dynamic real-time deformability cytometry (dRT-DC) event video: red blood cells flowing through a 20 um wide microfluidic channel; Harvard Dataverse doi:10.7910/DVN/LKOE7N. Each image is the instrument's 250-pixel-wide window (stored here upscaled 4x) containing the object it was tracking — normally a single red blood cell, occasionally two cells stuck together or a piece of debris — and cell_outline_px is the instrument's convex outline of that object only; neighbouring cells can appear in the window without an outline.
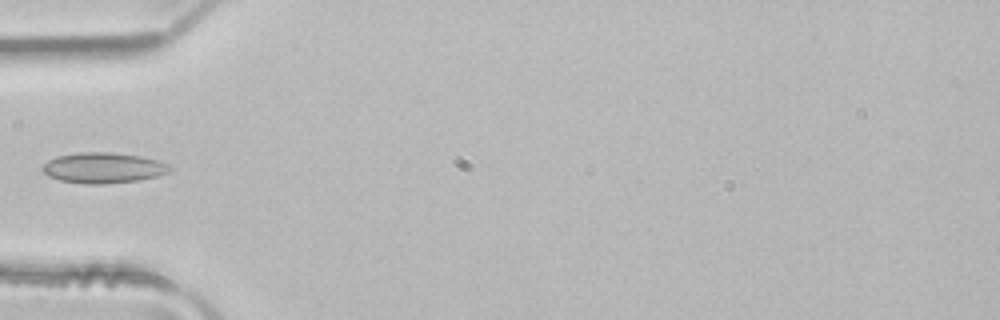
{"species": "common noctule bat (a hibernating species)", "species_latin": "Nyctalus noctula", "temperature_condition": "room temperature", "stored_images_in_passage": 2, "camera_frame_rate_fps": 3000, "um_per_image_px": 0.085, "animal": {"sex": "male", "body_mass_g": 21.5, "forearm_length_mm": 52.0}, "frame": {"image": 1, "passage_image": 2, "time_ms": 0.333, "image_size_px": [1000, 320], "cell_outline_px": [[172, 168], [168, 172], [156, 176], [140, 180], [104, 184], [84, 184], [60, 180], [48, 176], [40, 168], [48, 160], [56, 156], [80, 152], [108, 152], [140, 156], [156, 160], [168, 164]], "centroid_in_image_um": [8.74, 14.27], "position_along_channel_um": 76.3, "area_um2": 22.66}}